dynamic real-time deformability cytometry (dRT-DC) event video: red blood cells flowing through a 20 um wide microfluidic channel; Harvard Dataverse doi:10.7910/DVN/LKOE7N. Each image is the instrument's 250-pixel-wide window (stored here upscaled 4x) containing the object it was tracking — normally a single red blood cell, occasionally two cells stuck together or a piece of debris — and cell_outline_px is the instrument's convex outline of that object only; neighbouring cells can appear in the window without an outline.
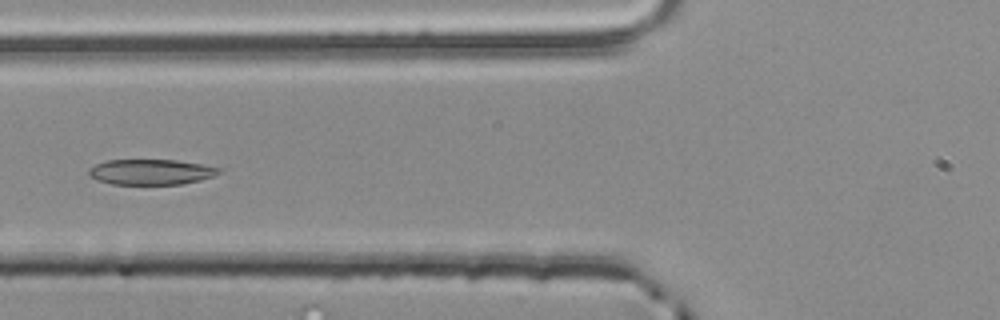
{"species": "common noctule bat (a hibernating species)", "species_latin": "Nyctalus noctula", "temperature_condition": "room temperature", "stored_images_in_passage": 41, "camera_frame_rate_fps": 3000, "um_per_image_px": 0.085, "animal": {"sex": "male", "body_mass_g": 20.4}, "frame": {"image": 1, "passage_image": 8, "time_ms": 2.333, "image_size_px": [1000, 320], "cell_outline_px": [[224, 172], [200, 180], [180, 184], [112, 184], [96, 180], [88, 176], [88, 168], [104, 160], [176, 160], [200, 164], [220, 168]], "centroid_in_image_um": [12.79, 14.61], "position_along_channel_um": 113.0, "area_um2": 19.36}}
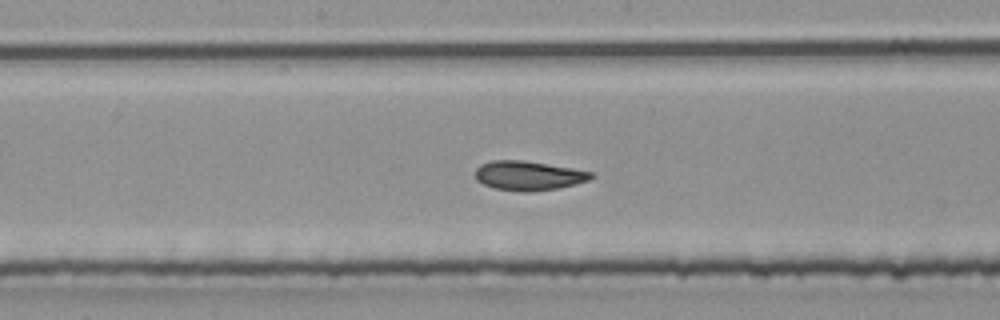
{"frame": {"image": 2, "passage_image": 15, "time_ms": 4.667, "image_size_px": [1000, 320], "cell_outline_px": [[596, 176], [588, 180], [576, 184], [556, 188], [528, 192], [524, 192], [496, 188], [484, 184], [476, 180], [476, 168], [480, 164], [492, 160], [524, 160], [572, 168], [592, 172]], "centroid_in_image_um": [44.92, 14.92], "position_along_channel_um": 203.3, "area_um2": 19.71}}
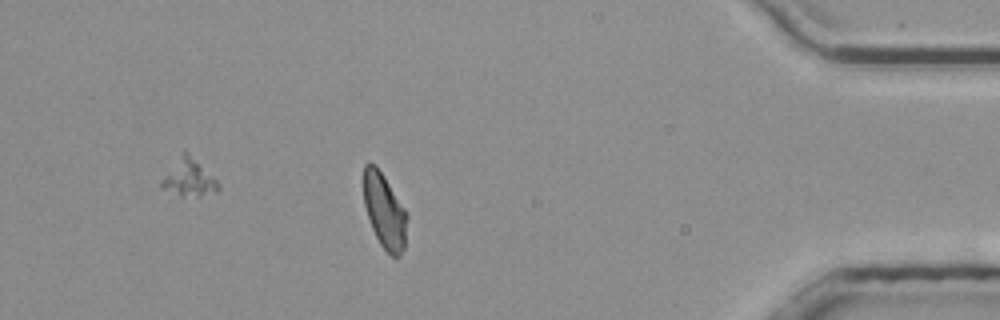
{"frame": {"image": 3, "passage_image": 34, "time_ms": 11.0, "image_size_px": [1000, 320], "cell_outline_px": [[408, 216], [404, 248], [400, 256], [396, 260], [380, 244], [372, 228], [364, 204], [364, 164], [376, 164], [404, 208]], "centroid_in_image_um": [32.69, 17.97], "position_along_channel_um": 402.5, "area_um2": 18.73}, "authors_computed_cell_mechanics": {"area_um2": 19.5942, "velocity_mm_per_s": 3.8562, "shape_relaxation_time_tau1_ms": 4.7381, "shape_relaxation_time_tau2_ms": 2.4996, "deformation_change_tau1": 0.1402, "deformation_change_tau2": 0.0844}}